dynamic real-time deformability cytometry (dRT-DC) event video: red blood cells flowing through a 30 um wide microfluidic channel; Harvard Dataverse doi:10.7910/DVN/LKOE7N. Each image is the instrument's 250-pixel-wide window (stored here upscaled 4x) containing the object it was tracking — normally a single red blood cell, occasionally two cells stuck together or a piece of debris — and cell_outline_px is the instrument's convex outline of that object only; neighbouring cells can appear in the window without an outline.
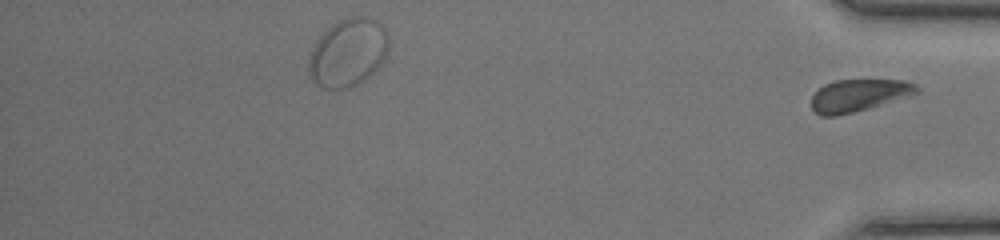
{"species": "common noctule bat (a hibernating species)", "species_latin": "Nyctalus noctula", "temperature_condition": "room temperature", "stored_images_in_passage": 31, "segment_of_instrument_passage": [2, 2], "camera_frame_rate_fps": 3000, "um_per_image_px": 0.085, "animal": {"sex": "female", "body_mass_g": 17.0, "forearm_length_mm": 48.0}, "frame": {"image": 1, "passage_image": 31, "time_ms": 10.0, "image_size_px": [1000, 240], "cell_outline_px": [[920, 92], [912, 96], [868, 108], [836, 116], [820, 116], [812, 108], [812, 96], [824, 84], [836, 80], [904, 80], [916, 84], [920, 88]], "centroid_in_image_um": [73.04, 8.1], "position_along_channel_um": 362.2, "area_um2": 19.83}}